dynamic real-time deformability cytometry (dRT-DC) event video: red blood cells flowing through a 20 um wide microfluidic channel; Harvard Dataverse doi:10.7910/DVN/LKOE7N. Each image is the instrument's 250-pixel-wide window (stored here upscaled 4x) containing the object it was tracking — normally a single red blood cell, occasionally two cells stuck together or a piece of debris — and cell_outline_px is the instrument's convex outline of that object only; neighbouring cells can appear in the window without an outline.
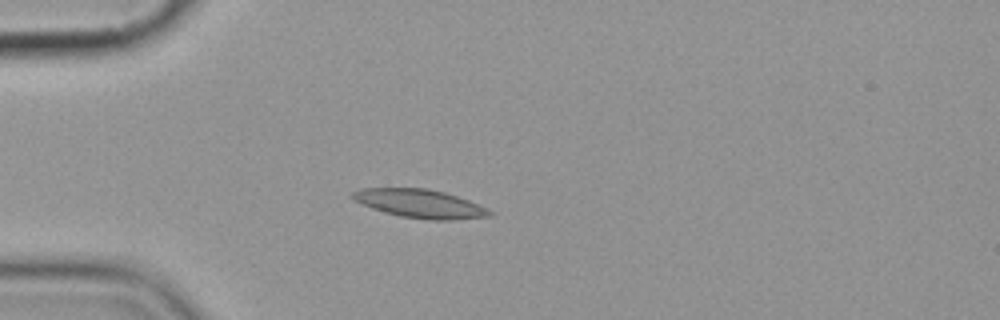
{"species": "common noctule bat (a hibernating species)", "species_latin": "Nyctalus noctula", "temperature_condition": "cold", "stored_images_in_passage": 3, "camera_frame_rate_fps": 3000, "um_per_image_px": 0.085, "animal": {"sex": "female", "body_mass_g": 19.9}, "frame": {"image": 1, "passage_image": 3, "time_ms": 2.333, "image_size_px": [1000, 320], "cell_outline_px": [[496, 212], [492, 216], [452, 220], [428, 220], [400, 216], [384, 212], [372, 208], [352, 200], [348, 196], [352, 192], [360, 188], [428, 188], [444, 192], [468, 200], [488, 208]], "centroid_in_image_um": [35.69, 17.31], "position_along_channel_um": 49.3, "area_um2": 23.06}}